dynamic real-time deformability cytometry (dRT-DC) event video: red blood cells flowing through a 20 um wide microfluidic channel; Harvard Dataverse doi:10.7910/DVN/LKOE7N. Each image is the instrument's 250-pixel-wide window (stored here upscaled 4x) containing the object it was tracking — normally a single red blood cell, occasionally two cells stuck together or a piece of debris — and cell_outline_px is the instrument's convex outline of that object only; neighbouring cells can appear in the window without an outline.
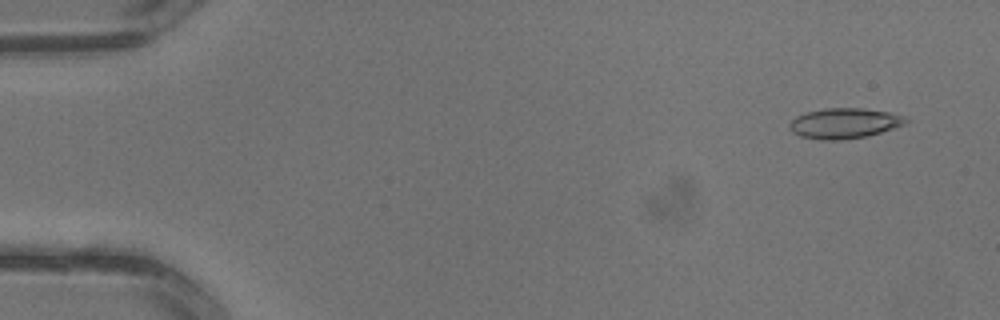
{"species": "common noctule bat (a hibernating species)", "species_latin": "Nyctalus noctula", "temperature_condition": "warm", "stored_images_in_passage": 3, "camera_frame_rate_fps": 3000, "um_per_image_px": 0.085, "animal": {"sex": "male", "body_mass_g": 13.3}, "frame": {"image": 1, "passage_image": 1, "time_ms": 0.0, "image_size_px": [1000, 320], "cell_outline_px": [[908, 120], [904, 124], [880, 132], [864, 136], [840, 140], [820, 140], [800, 136], [792, 132], [788, 124], [796, 116], [808, 112], [824, 108], [864, 108], [888, 112], [904, 116]], "centroid_in_image_um": [71.73, 10.47], "position_along_channel_um": 13.3, "area_um2": 20.35}}
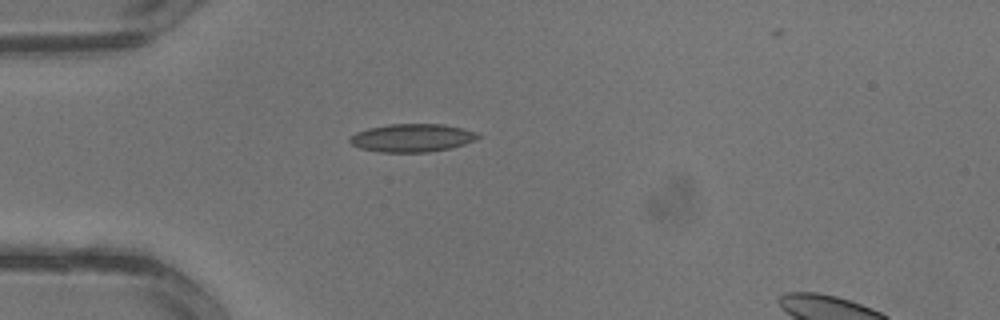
{"frame": {"image": 2, "passage_image": 3, "time_ms": 0.667, "image_size_px": [1000, 320], "cell_outline_px": [[480, 136], [476, 140], [452, 148], [428, 152], [380, 152], [360, 148], [352, 144], [348, 140], [356, 132], [368, 128], [388, 124], [444, 124], [476, 132]], "centroid_in_image_um": [35.03, 11.72], "position_along_channel_um": 50.0, "area_um2": 20.92}}